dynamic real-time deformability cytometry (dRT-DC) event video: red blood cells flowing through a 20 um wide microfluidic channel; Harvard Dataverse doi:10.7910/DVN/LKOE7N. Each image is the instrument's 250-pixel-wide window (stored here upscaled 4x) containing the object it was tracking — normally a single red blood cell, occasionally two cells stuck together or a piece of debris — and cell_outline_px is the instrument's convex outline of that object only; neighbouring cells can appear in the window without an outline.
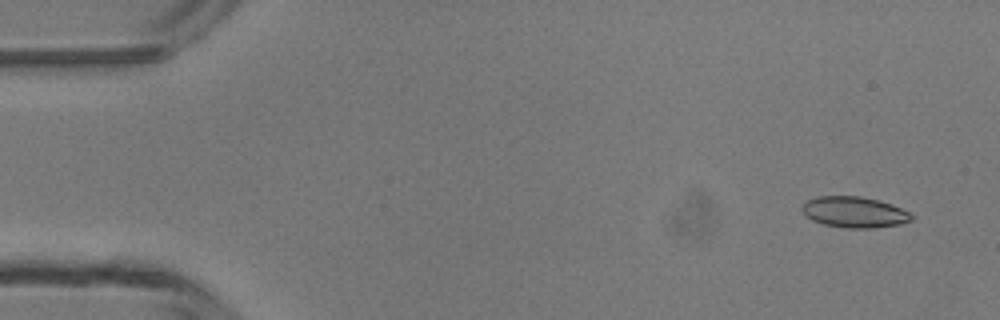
{"species": "common noctule bat (a hibernating species)", "species_latin": "Nyctalus noctula", "temperature_condition": "room temperature", "stored_images_in_passage": 5, "camera_frame_rate_fps": 3000, "um_per_image_px": 0.085, "animal": {"sex": "male", "body_mass_g": 13.3}, "frame": {"image": 1, "passage_image": 1, "time_ms": 0.0, "image_size_px": [1000, 320], "cell_outline_px": [[912, 220], [900, 224], [872, 228], [844, 228], [824, 224], [812, 220], [804, 212], [804, 204], [808, 200], [816, 196], [860, 196], [892, 204], [908, 212], [912, 216]], "centroid_in_image_um": [72.63, 18.03], "position_along_channel_um": 12.4, "area_um2": 19.42}}
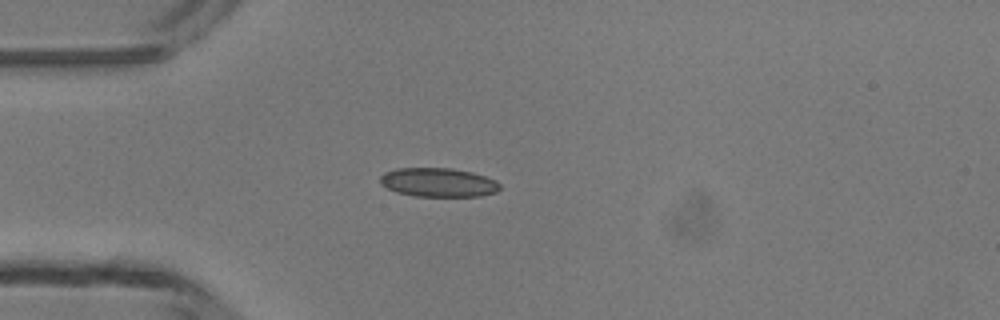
{"frame": {"image": 2, "passage_image": 4, "time_ms": 3.333, "image_size_px": [1000, 320], "cell_outline_px": [[500, 188], [496, 192], [480, 196], [416, 196], [396, 192], [380, 184], [380, 176], [384, 172], [396, 168], [452, 168], [472, 172], [496, 180], [500, 184]], "centroid_in_image_um": [37.24, 15.5], "position_along_channel_um": 47.8, "area_um2": 20.23}}